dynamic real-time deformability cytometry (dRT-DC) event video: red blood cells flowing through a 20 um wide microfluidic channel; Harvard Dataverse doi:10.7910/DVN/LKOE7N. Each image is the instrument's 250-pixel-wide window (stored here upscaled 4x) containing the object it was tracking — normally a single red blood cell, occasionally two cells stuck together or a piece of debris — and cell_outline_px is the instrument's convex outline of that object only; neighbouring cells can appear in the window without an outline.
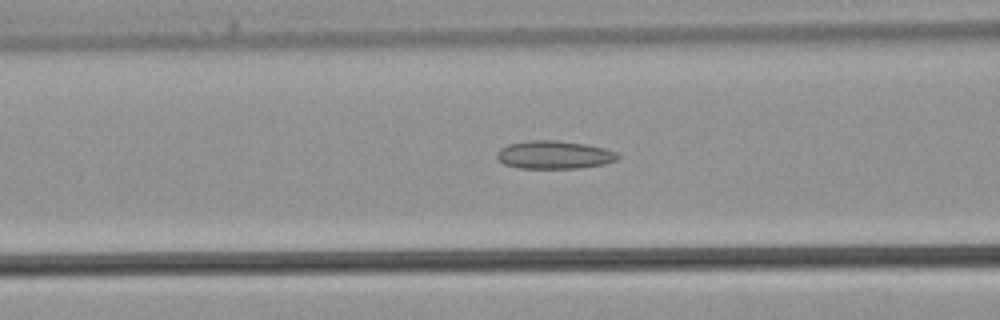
{"species": "common noctule bat (a hibernating species)", "species_latin": "Nyctalus noctula", "temperature_condition": "warm", "stored_images_in_passage": 28, "camera_frame_rate_fps": 3000, "um_per_image_px": 0.085, "animal": {"sex": "male", "body_mass_g": 21.5, "forearm_length_mm": 52.0}, "frame": {"image": 1, "passage_image": 5, "time_ms": 1.333, "image_size_px": [1000, 320], "cell_outline_px": [[620, 156], [616, 160], [604, 164], [580, 168], [520, 168], [504, 164], [496, 156], [496, 152], [500, 148], [508, 144], [528, 140], [556, 140], [588, 144], [620, 152]], "centroid_in_image_um": [47.13, 13.15], "position_along_channel_um": 119.5, "area_um2": 20.0}}
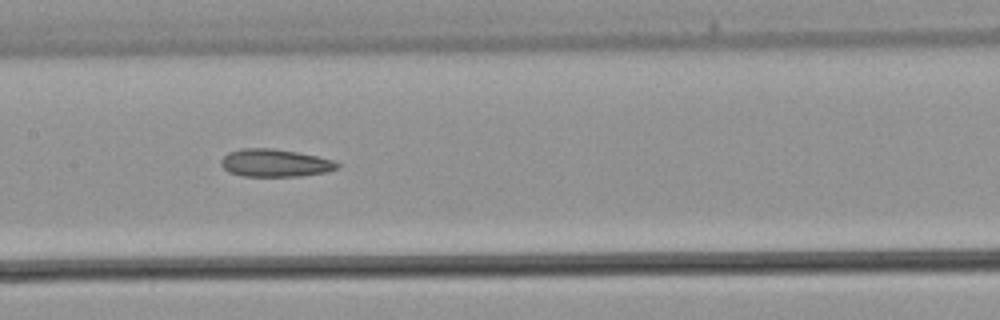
{"frame": {"image": 2, "passage_image": 9, "time_ms": 2.667, "image_size_px": [1000, 320], "cell_outline_px": [[340, 164], [336, 168], [328, 172], [300, 176], [244, 176], [228, 172], [220, 164], [220, 160], [228, 152], [240, 148], [272, 148], [296, 152], [316, 156], [332, 160]], "centroid_in_image_um": [23.34, 13.85], "position_along_channel_um": 184.1, "area_um2": 18.73}}
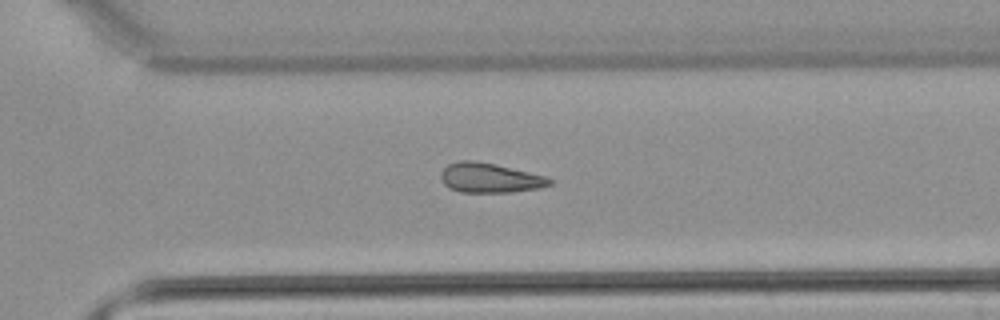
{"frame": {"image": 3, "passage_image": 18, "time_ms": 5.667, "image_size_px": [1000, 320], "cell_outline_px": [[552, 184], [540, 188], [512, 192], [460, 192], [448, 188], [444, 184], [440, 176], [440, 172], [448, 164], [460, 160], [472, 160], [496, 164], [544, 176], [552, 180]], "centroid_in_image_um": [41.6, 15.12], "position_along_channel_um": 329.0, "area_um2": 18.79}}